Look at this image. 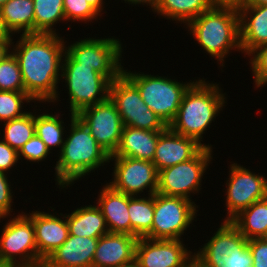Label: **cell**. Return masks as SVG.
<instances>
[{"instance_id":"1","label":"cell","mask_w":267,"mask_h":267,"mask_svg":"<svg viewBox=\"0 0 267 267\" xmlns=\"http://www.w3.org/2000/svg\"><path fill=\"white\" fill-rule=\"evenodd\" d=\"M19 38L15 45L12 42L11 52L21 70L24 92L35 102L55 103L66 41L59 34H20Z\"/></svg>"},{"instance_id":"2","label":"cell","mask_w":267,"mask_h":267,"mask_svg":"<svg viewBox=\"0 0 267 267\" xmlns=\"http://www.w3.org/2000/svg\"><path fill=\"white\" fill-rule=\"evenodd\" d=\"M70 117L69 136L65 138L55 166L59 188L74 184V181L110 162V155L97 143L87 126L75 114L71 113Z\"/></svg>"},{"instance_id":"3","label":"cell","mask_w":267,"mask_h":267,"mask_svg":"<svg viewBox=\"0 0 267 267\" xmlns=\"http://www.w3.org/2000/svg\"><path fill=\"white\" fill-rule=\"evenodd\" d=\"M219 84L208 83L202 79L194 80L185 91L178 113L169 124V128L182 136L196 140L200 145L212 149L211 145L203 144V134L218 113L223 110L226 97Z\"/></svg>"},{"instance_id":"4","label":"cell","mask_w":267,"mask_h":267,"mask_svg":"<svg viewBox=\"0 0 267 267\" xmlns=\"http://www.w3.org/2000/svg\"><path fill=\"white\" fill-rule=\"evenodd\" d=\"M188 31L209 55L224 66V58L230 50L240 46L239 13L231 8H211L189 21Z\"/></svg>"},{"instance_id":"5","label":"cell","mask_w":267,"mask_h":267,"mask_svg":"<svg viewBox=\"0 0 267 267\" xmlns=\"http://www.w3.org/2000/svg\"><path fill=\"white\" fill-rule=\"evenodd\" d=\"M123 74L137 87L143 102L167 126L175 119L182 97L193 83H181L159 75L127 72L124 68Z\"/></svg>"},{"instance_id":"6","label":"cell","mask_w":267,"mask_h":267,"mask_svg":"<svg viewBox=\"0 0 267 267\" xmlns=\"http://www.w3.org/2000/svg\"><path fill=\"white\" fill-rule=\"evenodd\" d=\"M61 78L65 80L72 114L105 101L109 97L110 81L92 67L81 66L66 51L63 56Z\"/></svg>"},{"instance_id":"7","label":"cell","mask_w":267,"mask_h":267,"mask_svg":"<svg viewBox=\"0 0 267 267\" xmlns=\"http://www.w3.org/2000/svg\"><path fill=\"white\" fill-rule=\"evenodd\" d=\"M196 252L210 267H252L248 240L230 222L223 221L216 233Z\"/></svg>"},{"instance_id":"8","label":"cell","mask_w":267,"mask_h":267,"mask_svg":"<svg viewBox=\"0 0 267 267\" xmlns=\"http://www.w3.org/2000/svg\"><path fill=\"white\" fill-rule=\"evenodd\" d=\"M109 98L124 126L164 131L168 126L143 102L137 87L122 73L109 86Z\"/></svg>"},{"instance_id":"9","label":"cell","mask_w":267,"mask_h":267,"mask_svg":"<svg viewBox=\"0 0 267 267\" xmlns=\"http://www.w3.org/2000/svg\"><path fill=\"white\" fill-rule=\"evenodd\" d=\"M196 207L198 208L193 200L156 192L152 229L146 238L181 240V236L196 218Z\"/></svg>"},{"instance_id":"10","label":"cell","mask_w":267,"mask_h":267,"mask_svg":"<svg viewBox=\"0 0 267 267\" xmlns=\"http://www.w3.org/2000/svg\"><path fill=\"white\" fill-rule=\"evenodd\" d=\"M122 44L116 38H84L65 47V51L81 66L92 67L110 82L123 73Z\"/></svg>"},{"instance_id":"11","label":"cell","mask_w":267,"mask_h":267,"mask_svg":"<svg viewBox=\"0 0 267 267\" xmlns=\"http://www.w3.org/2000/svg\"><path fill=\"white\" fill-rule=\"evenodd\" d=\"M16 216L9 219L1 231L0 264L38 267L33 222L24 212Z\"/></svg>"},{"instance_id":"12","label":"cell","mask_w":267,"mask_h":267,"mask_svg":"<svg viewBox=\"0 0 267 267\" xmlns=\"http://www.w3.org/2000/svg\"><path fill=\"white\" fill-rule=\"evenodd\" d=\"M212 150L203 147L192 159L160 170L157 193L191 200V193L200 192L203 175L213 159Z\"/></svg>"},{"instance_id":"13","label":"cell","mask_w":267,"mask_h":267,"mask_svg":"<svg viewBox=\"0 0 267 267\" xmlns=\"http://www.w3.org/2000/svg\"><path fill=\"white\" fill-rule=\"evenodd\" d=\"M229 180L226 182V210L224 221H231L240 212L247 209L254 202L267 197V178L255 174L242 165H230Z\"/></svg>"},{"instance_id":"14","label":"cell","mask_w":267,"mask_h":267,"mask_svg":"<svg viewBox=\"0 0 267 267\" xmlns=\"http://www.w3.org/2000/svg\"><path fill=\"white\" fill-rule=\"evenodd\" d=\"M114 160L113 180L108 184L126 195L138 196L143 190L153 195L158 189L159 172L152 161L132 157H110Z\"/></svg>"},{"instance_id":"15","label":"cell","mask_w":267,"mask_h":267,"mask_svg":"<svg viewBox=\"0 0 267 267\" xmlns=\"http://www.w3.org/2000/svg\"><path fill=\"white\" fill-rule=\"evenodd\" d=\"M76 116L87 126L97 143L112 155L119 145L124 125L110 98L82 109Z\"/></svg>"},{"instance_id":"16","label":"cell","mask_w":267,"mask_h":267,"mask_svg":"<svg viewBox=\"0 0 267 267\" xmlns=\"http://www.w3.org/2000/svg\"><path fill=\"white\" fill-rule=\"evenodd\" d=\"M192 254L183 240L138 238L135 260L140 267H184Z\"/></svg>"},{"instance_id":"17","label":"cell","mask_w":267,"mask_h":267,"mask_svg":"<svg viewBox=\"0 0 267 267\" xmlns=\"http://www.w3.org/2000/svg\"><path fill=\"white\" fill-rule=\"evenodd\" d=\"M33 222L35 242L38 251V267H42L48 256L68 238L69 226L66 214L62 217L42 211L26 214Z\"/></svg>"},{"instance_id":"18","label":"cell","mask_w":267,"mask_h":267,"mask_svg":"<svg viewBox=\"0 0 267 267\" xmlns=\"http://www.w3.org/2000/svg\"><path fill=\"white\" fill-rule=\"evenodd\" d=\"M202 148L196 140L177 134L167 127L159 134L153 163L159 172L192 159Z\"/></svg>"},{"instance_id":"19","label":"cell","mask_w":267,"mask_h":267,"mask_svg":"<svg viewBox=\"0 0 267 267\" xmlns=\"http://www.w3.org/2000/svg\"><path fill=\"white\" fill-rule=\"evenodd\" d=\"M99 238L68 235L53 251L42 267H92Z\"/></svg>"},{"instance_id":"20","label":"cell","mask_w":267,"mask_h":267,"mask_svg":"<svg viewBox=\"0 0 267 267\" xmlns=\"http://www.w3.org/2000/svg\"><path fill=\"white\" fill-rule=\"evenodd\" d=\"M137 240L129 234L108 232L98 239L92 267H118L132 262Z\"/></svg>"},{"instance_id":"21","label":"cell","mask_w":267,"mask_h":267,"mask_svg":"<svg viewBox=\"0 0 267 267\" xmlns=\"http://www.w3.org/2000/svg\"><path fill=\"white\" fill-rule=\"evenodd\" d=\"M238 13L241 50L249 55L267 44V5H243Z\"/></svg>"},{"instance_id":"22","label":"cell","mask_w":267,"mask_h":267,"mask_svg":"<svg viewBox=\"0 0 267 267\" xmlns=\"http://www.w3.org/2000/svg\"><path fill=\"white\" fill-rule=\"evenodd\" d=\"M100 191L96 204L106 220L108 231L131 235L128 195L116 191L109 184H106Z\"/></svg>"},{"instance_id":"23","label":"cell","mask_w":267,"mask_h":267,"mask_svg":"<svg viewBox=\"0 0 267 267\" xmlns=\"http://www.w3.org/2000/svg\"><path fill=\"white\" fill-rule=\"evenodd\" d=\"M161 132L123 126L119 145L110 157H132L153 162Z\"/></svg>"},{"instance_id":"24","label":"cell","mask_w":267,"mask_h":267,"mask_svg":"<svg viewBox=\"0 0 267 267\" xmlns=\"http://www.w3.org/2000/svg\"><path fill=\"white\" fill-rule=\"evenodd\" d=\"M66 220L69 235L100 238L109 232L106 220L97 204L75 209L71 214H66Z\"/></svg>"},{"instance_id":"25","label":"cell","mask_w":267,"mask_h":267,"mask_svg":"<svg viewBox=\"0 0 267 267\" xmlns=\"http://www.w3.org/2000/svg\"><path fill=\"white\" fill-rule=\"evenodd\" d=\"M0 14L12 35L34 34L33 0H8L0 8Z\"/></svg>"},{"instance_id":"26","label":"cell","mask_w":267,"mask_h":267,"mask_svg":"<svg viewBox=\"0 0 267 267\" xmlns=\"http://www.w3.org/2000/svg\"><path fill=\"white\" fill-rule=\"evenodd\" d=\"M230 222L247 240L263 238L267 231V197L254 202Z\"/></svg>"},{"instance_id":"27","label":"cell","mask_w":267,"mask_h":267,"mask_svg":"<svg viewBox=\"0 0 267 267\" xmlns=\"http://www.w3.org/2000/svg\"><path fill=\"white\" fill-rule=\"evenodd\" d=\"M211 8L209 0H161L154 12L186 25Z\"/></svg>"},{"instance_id":"28","label":"cell","mask_w":267,"mask_h":267,"mask_svg":"<svg viewBox=\"0 0 267 267\" xmlns=\"http://www.w3.org/2000/svg\"><path fill=\"white\" fill-rule=\"evenodd\" d=\"M128 195V212L131 221V235L146 237L152 229L154 214V194L148 197Z\"/></svg>"},{"instance_id":"29","label":"cell","mask_w":267,"mask_h":267,"mask_svg":"<svg viewBox=\"0 0 267 267\" xmlns=\"http://www.w3.org/2000/svg\"><path fill=\"white\" fill-rule=\"evenodd\" d=\"M34 34H57L55 24L66 21L63 0H33Z\"/></svg>"},{"instance_id":"30","label":"cell","mask_w":267,"mask_h":267,"mask_svg":"<svg viewBox=\"0 0 267 267\" xmlns=\"http://www.w3.org/2000/svg\"><path fill=\"white\" fill-rule=\"evenodd\" d=\"M61 119L57 113L56 115L53 113L34 114L35 134L41 138L49 151L53 150L54 147H59L60 152L62 150L65 141V137H63L65 126H63L64 122Z\"/></svg>"},{"instance_id":"31","label":"cell","mask_w":267,"mask_h":267,"mask_svg":"<svg viewBox=\"0 0 267 267\" xmlns=\"http://www.w3.org/2000/svg\"><path fill=\"white\" fill-rule=\"evenodd\" d=\"M3 132L2 140L19 151L35 134L34 114L27 112L22 117L4 122Z\"/></svg>"},{"instance_id":"32","label":"cell","mask_w":267,"mask_h":267,"mask_svg":"<svg viewBox=\"0 0 267 267\" xmlns=\"http://www.w3.org/2000/svg\"><path fill=\"white\" fill-rule=\"evenodd\" d=\"M0 91L24 92L21 70L11 51L0 61Z\"/></svg>"},{"instance_id":"33","label":"cell","mask_w":267,"mask_h":267,"mask_svg":"<svg viewBox=\"0 0 267 267\" xmlns=\"http://www.w3.org/2000/svg\"><path fill=\"white\" fill-rule=\"evenodd\" d=\"M35 102L26 92L0 91V121L7 122L22 117L25 103Z\"/></svg>"},{"instance_id":"34","label":"cell","mask_w":267,"mask_h":267,"mask_svg":"<svg viewBox=\"0 0 267 267\" xmlns=\"http://www.w3.org/2000/svg\"><path fill=\"white\" fill-rule=\"evenodd\" d=\"M66 21L92 22L101 14L86 0H63Z\"/></svg>"},{"instance_id":"35","label":"cell","mask_w":267,"mask_h":267,"mask_svg":"<svg viewBox=\"0 0 267 267\" xmlns=\"http://www.w3.org/2000/svg\"><path fill=\"white\" fill-rule=\"evenodd\" d=\"M248 56L255 87H263L267 84V44L254 49Z\"/></svg>"},{"instance_id":"36","label":"cell","mask_w":267,"mask_h":267,"mask_svg":"<svg viewBox=\"0 0 267 267\" xmlns=\"http://www.w3.org/2000/svg\"><path fill=\"white\" fill-rule=\"evenodd\" d=\"M51 153L45 145V143L36 134L29 141H27L18 151L19 159L24 157V160L30 162L44 161L46 157Z\"/></svg>"},{"instance_id":"37","label":"cell","mask_w":267,"mask_h":267,"mask_svg":"<svg viewBox=\"0 0 267 267\" xmlns=\"http://www.w3.org/2000/svg\"><path fill=\"white\" fill-rule=\"evenodd\" d=\"M7 173L0 171V220L7 218L13 212L11 206L13 203V195L11 190V185L7 179Z\"/></svg>"},{"instance_id":"38","label":"cell","mask_w":267,"mask_h":267,"mask_svg":"<svg viewBox=\"0 0 267 267\" xmlns=\"http://www.w3.org/2000/svg\"><path fill=\"white\" fill-rule=\"evenodd\" d=\"M248 246L253 258L252 267H267V240L256 238L248 240Z\"/></svg>"},{"instance_id":"39","label":"cell","mask_w":267,"mask_h":267,"mask_svg":"<svg viewBox=\"0 0 267 267\" xmlns=\"http://www.w3.org/2000/svg\"><path fill=\"white\" fill-rule=\"evenodd\" d=\"M18 151L0 139V171L8 173L18 163Z\"/></svg>"},{"instance_id":"40","label":"cell","mask_w":267,"mask_h":267,"mask_svg":"<svg viewBox=\"0 0 267 267\" xmlns=\"http://www.w3.org/2000/svg\"><path fill=\"white\" fill-rule=\"evenodd\" d=\"M245 0H209L212 8H231L239 10L244 5Z\"/></svg>"},{"instance_id":"41","label":"cell","mask_w":267,"mask_h":267,"mask_svg":"<svg viewBox=\"0 0 267 267\" xmlns=\"http://www.w3.org/2000/svg\"><path fill=\"white\" fill-rule=\"evenodd\" d=\"M184 267H210L199 255L191 254L185 262Z\"/></svg>"},{"instance_id":"42","label":"cell","mask_w":267,"mask_h":267,"mask_svg":"<svg viewBox=\"0 0 267 267\" xmlns=\"http://www.w3.org/2000/svg\"><path fill=\"white\" fill-rule=\"evenodd\" d=\"M12 33L6 28L3 18L0 14V43H12Z\"/></svg>"},{"instance_id":"43","label":"cell","mask_w":267,"mask_h":267,"mask_svg":"<svg viewBox=\"0 0 267 267\" xmlns=\"http://www.w3.org/2000/svg\"><path fill=\"white\" fill-rule=\"evenodd\" d=\"M125 3L128 2L129 4H146L147 6L149 5L152 9V11L154 12L157 8V6L159 5L161 0H124Z\"/></svg>"},{"instance_id":"44","label":"cell","mask_w":267,"mask_h":267,"mask_svg":"<svg viewBox=\"0 0 267 267\" xmlns=\"http://www.w3.org/2000/svg\"><path fill=\"white\" fill-rule=\"evenodd\" d=\"M12 43H0V61L10 52Z\"/></svg>"},{"instance_id":"45","label":"cell","mask_w":267,"mask_h":267,"mask_svg":"<svg viewBox=\"0 0 267 267\" xmlns=\"http://www.w3.org/2000/svg\"><path fill=\"white\" fill-rule=\"evenodd\" d=\"M88 3H90L99 13L103 10V0H86Z\"/></svg>"},{"instance_id":"46","label":"cell","mask_w":267,"mask_h":267,"mask_svg":"<svg viewBox=\"0 0 267 267\" xmlns=\"http://www.w3.org/2000/svg\"><path fill=\"white\" fill-rule=\"evenodd\" d=\"M244 5H267V0H245Z\"/></svg>"},{"instance_id":"47","label":"cell","mask_w":267,"mask_h":267,"mask_svg":"<svg viewBox=\"0 0 267 267\" xmlns=\"http://www.w3.org/2000/svg\"><path fill=\"white\" fill-rule=\"evenodd\" d=\"M118 267H140L138 262L134 259L132 262L120 265Z\"/></svg>"},{"instance_id":"48","label":"cell","mask_w":267,"mask_h":267,"mask_svg":"<svg viewBox=\"0 0 267 267\" xmlns=\"http://www.w3.org/2000/svg\"><path fill=\"white\" fill-rule=\"evenodd\" d=\"M0 267H20V266H17V265L0 264Z\"/></svg>"},{"instance_id":"49","label":"cell","mask_w":267,"mask_h":267,"mask_svg":"<svg viewBox=\"0 0 267 267\" xmlns=\"http://www.w3.org/2000/svg\"><path fill=\"white\" fill-rule=\"evenodd\" d=\"M8 0H0V8L7 2Z\"/></svg>"},{"instance_id":"50","label":"cell","mask_w":267,"mask_h":267,"mask_svg":"<svg viewBox=\"0 0 267 267\" xmlns=\"http://www.w3.org/2000/svg\"><path fill=\"white\" fill-rule=\"evenodd\" d=\"M263 238L267 240V231H266L265 236Z\"/></svg>"}]
</instances>
